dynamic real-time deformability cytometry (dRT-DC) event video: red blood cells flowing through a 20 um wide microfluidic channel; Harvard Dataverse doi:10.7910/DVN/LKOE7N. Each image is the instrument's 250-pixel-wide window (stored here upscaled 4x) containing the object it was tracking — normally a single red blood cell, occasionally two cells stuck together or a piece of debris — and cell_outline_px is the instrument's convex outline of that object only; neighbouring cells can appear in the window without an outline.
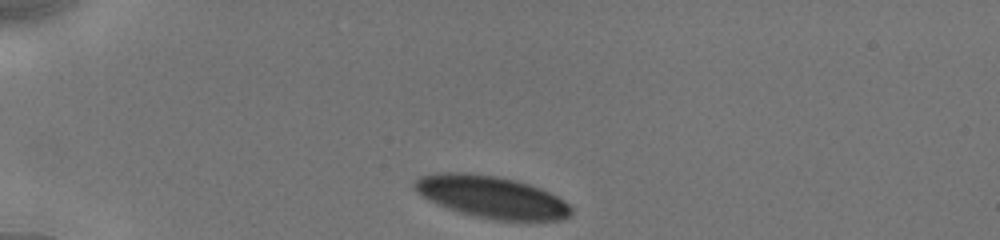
{"species": "human", "species_latin": "Homo sapiens", "temperature_condition": "cold", "stored_images_in_passage": 19, "camera_frame_rate_fps": 3000, "um_per_image_px": 0.085, "donor": {"sex": "male"}, "frame": {"image": 1, "passage_image": 1, "time_ms": 0.0, "image_size_px": [1000, 240], "cell_outline_px": [[572, 212], [568, 216], [560, 220], [496, 220], [472, 216], [436, 204], [428, 200], [416, 192], [412, 184], [420, 176], [440, 172], [460, 172], [492, 176], [516, 180], [540, 188], [564, 200], [572, 208]], "centroid_in_image_um": [41.74, 16.75], "position_along_channel_um": 43.3, "area_um2": 38.21}}
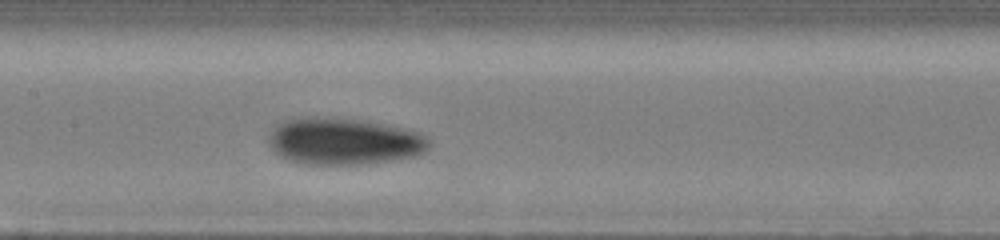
{"frame": {"image": 2, "passage_image": 10, "time_ms": 4.667, "image_size_px": [1000, 240], "cell_outline_px": [[428, 148], [424, 152], [412, 156], [392, 160], [368, 164], [304, 164], [280, 156], [268, 144], [268, 136], [272, 128], [276, 124], [292, 116], [316, 116], [368, 120], [408, 128], [420, 132], [428, 140]], "centroid_in_image_um": [29.19, 11.97], "position_along_channel_um": 178.2, "area_um2": 44.45}}
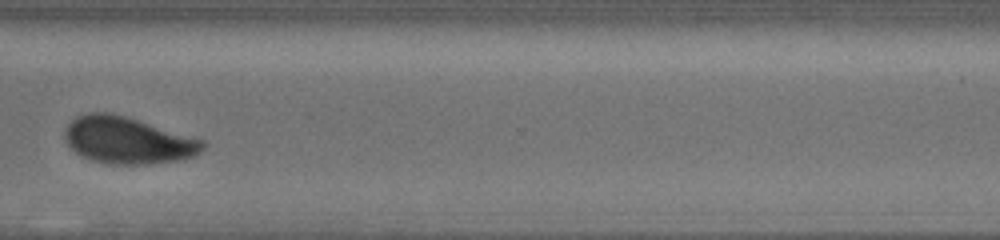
{"frame": {"image": 3, "passage_image": 17, "time_ms": 9.333, "image_size_px": [1000, 240], "cell_outline_px": [[208, 144], [196, 156], [184, 160], [148, 164], [108, 164], [92, 160], [80, 156], [68, 144], [64, 136], [64, 132], [68, 124], [76, 116], [88, 112], [112, 112], [204, 140]], "centroid_in_image_um": [10.88, 11.93], "position_along_channel_um": 359.7, "area_um2": 37.92}, "authors_computed_cell_mechanics": {"area_um2": 41.616, "velocity_mm_per_s": 3.8897, "shape_relaxation_time_tau1_ms": 2.8678, "shape_relaxation_time_tau2_ms": 1.8501, "deformation_change_tau1": 0.1061, "deformation_change_tau2": 0.0542}}